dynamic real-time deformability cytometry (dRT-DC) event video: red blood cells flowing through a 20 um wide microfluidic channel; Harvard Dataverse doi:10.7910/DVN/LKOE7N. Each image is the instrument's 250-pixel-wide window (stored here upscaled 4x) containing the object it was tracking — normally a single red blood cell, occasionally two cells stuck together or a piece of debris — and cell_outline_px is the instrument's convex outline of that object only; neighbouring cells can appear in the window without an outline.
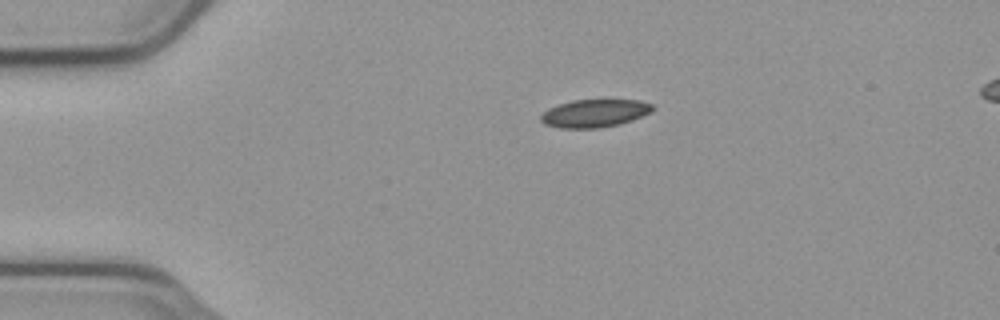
{"species": "common noctule bat (a hibernating species)", "species_latin": "Nyctalus noctula", "temperature_condition": "cold", "stored_images_in_passage": 44, "camera_frame_rate_fps": 3000, "um_per_image_px": 0.085, "animal": {"sex": "male", "body_mass_g": 23.1, "forearm_length_mm": 52.7}, "frame": {"image": 1, "passage_image": 1, "time_ms": 0.0, "image_size_px": [1000, 320], "cell_outline_px": [[656, 108], [652, 112], [632, 120], [620, 124], [600, 128], [560, 128], [544, 124], [540, 120], [540, 116], [548, 108], [572, 100], [640, 100], [652, 104]], "centroid_in_image_um": [50.56, 9.63], "position_along_channel_um": 34.4, "area_um2": 18.26}}
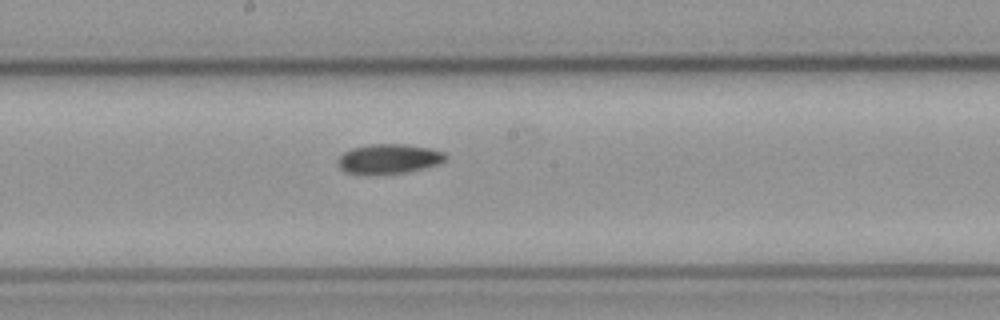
{"frame": {"image": 2, "passage_image": 19, "time_ms": 6.0, "image_size_px": [1000, 320], "cell_outline_px": [[448, 156], [440, 164], [404, 172], [348, 172], [340, 168], [336, 160], [344, 152], [352, 148], [368, 144], [404, 144], [432, 148], [444, 152]], "centroid_in_image_um": [33.09, 13.45], "position_along_channel_um": 215.1, "area_um2": 18.09}}
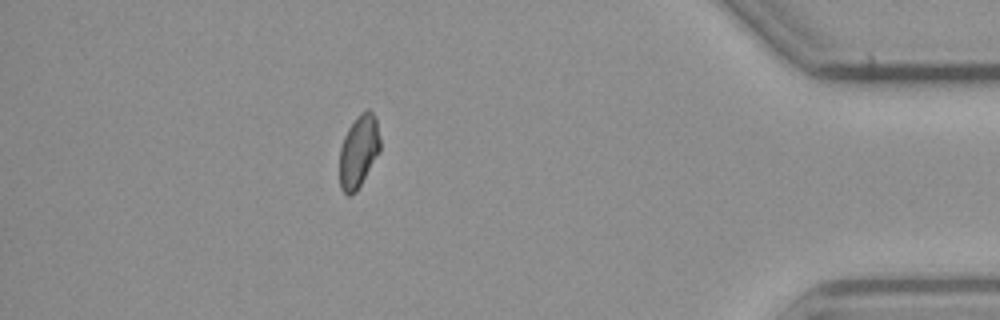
{"frame": {"image": 3, "passage_image": 38, "time_ms": 12.333, "image_size_px": [1000, 320], "cell_outline_px": [[380, 152], [356, 192], [348, 196], [340, 188], [340, 148], [344, 136], [348, 128], [356, 116], [360, 112], [368, 108], [376, 116], [380, 140]], "centroid_in_image_um": [30.49, 12.83], "position_along_channel_um": 404.7, "area_um2": 17.34}}